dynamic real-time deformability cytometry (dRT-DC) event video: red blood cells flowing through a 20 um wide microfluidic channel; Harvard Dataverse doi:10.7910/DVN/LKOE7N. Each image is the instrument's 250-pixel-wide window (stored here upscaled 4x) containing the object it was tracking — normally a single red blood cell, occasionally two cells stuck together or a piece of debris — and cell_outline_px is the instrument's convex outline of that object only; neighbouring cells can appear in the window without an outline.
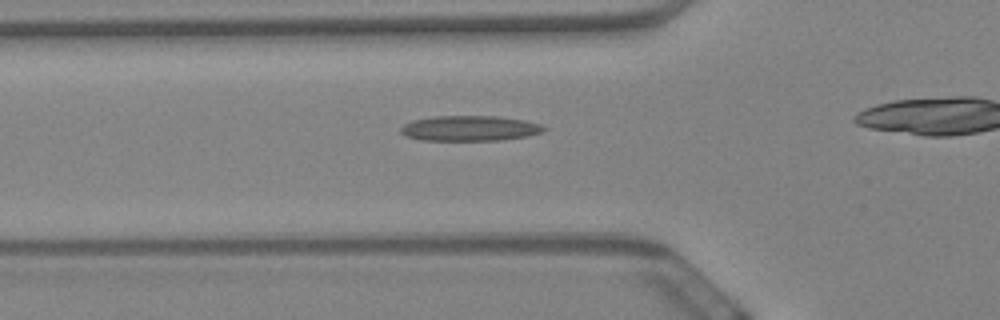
{"species": "Egyptian fruit bat (a non-hibernating species)", "species_latin": "Rousettus aegyptiacus", "temperature_condition": "warm", "stored_images_in_passage": 42, "camera_frame_rate_fps": 3000, "um_per_image_px": 0.085, "animal": {"sex": "female"}, "frame": {"image": 1, "passage_image": 15, "time_ms": 4.667, "image_size_px": [1000, 320], "cell_outline_px": [[548, 128], [544, 132], [524, 136], [500, 140], [424, 140], [404, 136], [400, 132], [400, 128], [404, 124], [412, 120], [432, 116], [496, 116], [524, 120], [540, 124]], "centroid_in_image_um": [39.9, 10.9], "position_along_channel_um": 85.9, "area_um2": 21.1}}
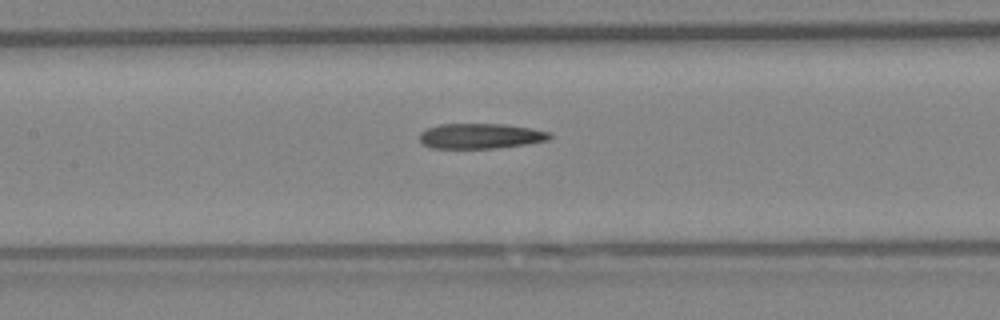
{"frame": {"image": 2, "passage_image": 22, "time_ms": 7.0, "image_size_px": [1000, 320], "cell_outline_px": [[552, 136], [548, 140], [528, 144], [492, 148], [432, 148], [424, 144], [420, 140], [420, 132], [428, 128], [440, 124], [504, 124], [532, 128], [552, 132]], "centroid_in_image_um": [40.89, 11.56], "position_along_channel_um": 166.5, "area_um2": 19.13}}
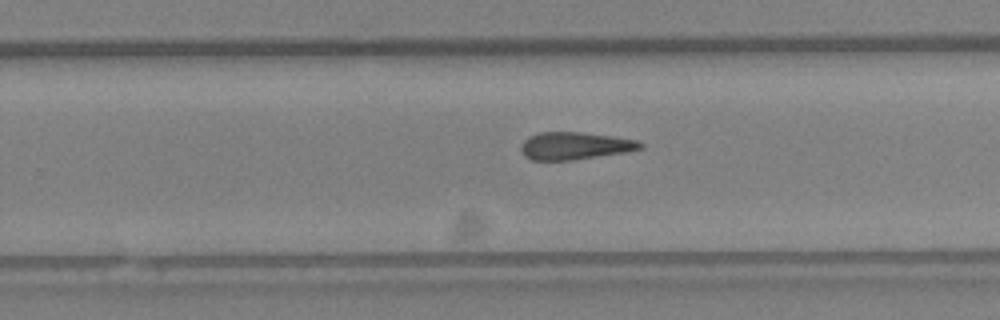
{"frame": {"image": 3, "passage_image": 32, "time_ms": 10.333, "image_size_px": [1000, 320], "cell_outline_px": [[644, 148], [624, 152], [572, 160], [532, 160], [524, 156], [520, 148], [524, 140], [528, 136], [540, 132], [580, 132], [612, 136], [640, 140], [644, 144]], "centroid_in_image_um": [48.87, 12.39], "position_along_channel_um": 280.9, "area_um2": 19.13}}